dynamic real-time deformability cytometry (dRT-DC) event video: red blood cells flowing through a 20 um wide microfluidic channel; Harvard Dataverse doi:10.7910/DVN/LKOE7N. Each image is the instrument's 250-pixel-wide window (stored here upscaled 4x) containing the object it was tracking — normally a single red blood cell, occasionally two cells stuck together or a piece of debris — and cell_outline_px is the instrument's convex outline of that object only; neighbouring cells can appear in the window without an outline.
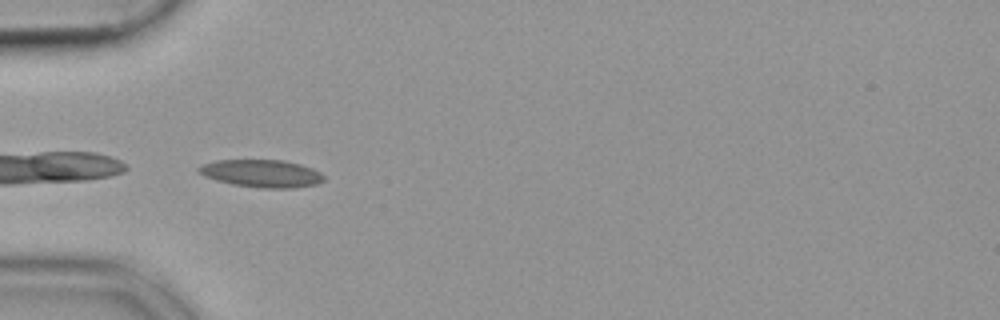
{"species": "common noctule bat (a hibernating species)", "species_latin": "Nyctalus noctula", "temperature_condition": "cold", "stored_images_in_passage": 35, "camera_frame_rate_fps": 3000, "um_per_image_px": 0.085, "animal": {"sex": "female", "body_mass_g": 19.9}, "frame": {"image": 1, "passage_image": 1, "time_ms": 0.0, "image_size_px": [1000, 320], "cell_outline_px": [[324, 180], [316, 184], [292, 188], [260, 188], [232, 184], [216, 180], [204, 176], [196, 172], [196, 168], [204, 164], [216, 160], [284, 160], [300, 164], [312, 168], [320, 172], [324, 176]], "centroid_in_image_um": [22.22, 14.74], "position_along_channel_um": 62.8, "area_um2": 20.17}}